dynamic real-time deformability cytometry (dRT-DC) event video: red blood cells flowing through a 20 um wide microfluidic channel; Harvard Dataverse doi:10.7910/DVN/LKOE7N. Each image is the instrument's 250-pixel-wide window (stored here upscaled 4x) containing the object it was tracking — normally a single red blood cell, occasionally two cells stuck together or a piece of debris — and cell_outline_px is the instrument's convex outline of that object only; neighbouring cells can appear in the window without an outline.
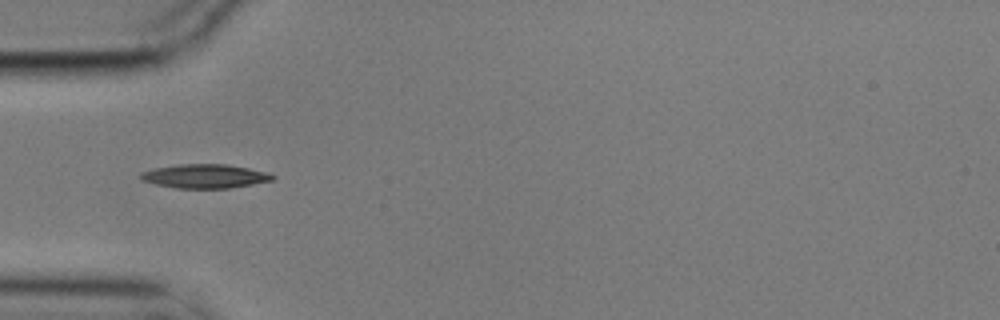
{"species": "common noctule bat (a hibernating species)", "species_latin": "Nyctalus noctula", "temperature_condition": "cold", "stored_images_in_passage": 6, "camera_frame_rate_fps": 3000, "um_per_image_px": 0.085, "animal": {"sex": "male", "body_mass_g": 17.9}, "frame": {"image": 1, "passage_image": 6, "time_ms": 1.667, "image_size_px": [1000, 320], "cell_outline_px": [[276, 176], [272, 180], [252, 184], [228, 188], [176, 188], [156, 184], [140, 180], [140, 172], [152, 168], [180, 164], [228, 164], [268, 172]], "centroid_in_image_um": [17.39, 14.96], "position_along_channel_um": 67.6, "area_um2": 18.44}}